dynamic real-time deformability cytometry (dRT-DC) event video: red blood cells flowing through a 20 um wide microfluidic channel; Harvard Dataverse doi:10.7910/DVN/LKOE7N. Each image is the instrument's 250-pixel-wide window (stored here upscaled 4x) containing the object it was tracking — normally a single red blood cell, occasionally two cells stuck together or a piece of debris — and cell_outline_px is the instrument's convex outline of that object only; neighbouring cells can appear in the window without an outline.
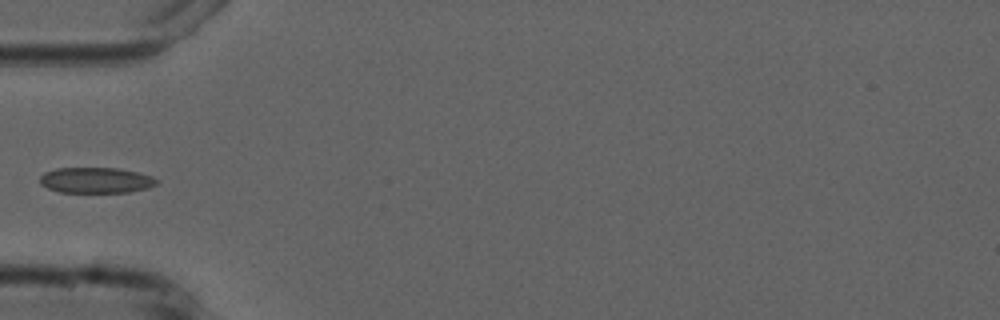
{"species": "common noctule bat (a hibernating species)", "species_latin": "Nyctalus noctula", "temperature_condition": "cold", "stored_images_in_passage": 6, "camera_frame_rate_fps": 3000, "um_per_image_px": 0.085, "animal": {"sex": "male", "forearm_length_mm": 52.5}, "frame": {"image": 1, "passage_image": 6, "time_ms": 5.667, "image_size_px": [1000, 320], "cell_outline_px": [[160, 180], [156, 184], [148, 188], [128, 192], [60, 192], [48, 188], [40, 184], [40, 176], [44, 172], [56, 168], [116, 168], [136, 172], [152, 176]], "centroid_in_image_um": [8.15, 15.32], "position_along_channel_um": 76.9, "area_um2": 17.46}}